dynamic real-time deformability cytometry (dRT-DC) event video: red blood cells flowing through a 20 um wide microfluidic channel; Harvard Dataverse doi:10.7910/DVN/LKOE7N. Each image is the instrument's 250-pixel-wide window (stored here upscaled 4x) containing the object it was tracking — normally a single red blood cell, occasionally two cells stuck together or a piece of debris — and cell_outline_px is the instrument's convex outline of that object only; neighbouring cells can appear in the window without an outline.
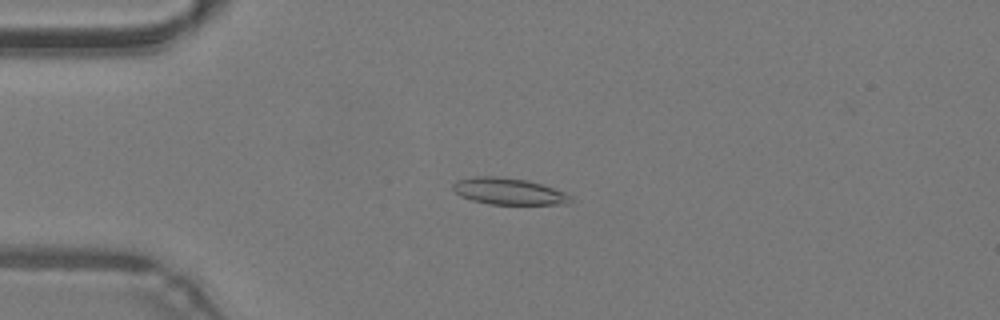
{"species": "common noctule bat (a hibernating species)", "species_latin": "Nyctalus noctula", "temperature_condition": "warm", "stored_images_in_passage": 48, "camera_frame_rate_fps": 3000, "um_per_image_px": 0.085, "animal": {"sex": "male", "body_mass_g": 19.2, "forearm_length_mm": 51.8}, "frame": {"image": 1, "passage_image": 12, "time_ms": 3.667, "image_size_px": [1000, 320], "cell_outline_px": [[572, 200], [568, 204], [488, 204], [472, 200], [460, 196], [452, 188], [452, 184], [456, 180], [472, 176], [496, 176], [528, 180], [564, 192]], "centroid_in_image_um": [43.17, 16.25], "position_along_channel_um": 41.8, "area_um2": 18.15}}
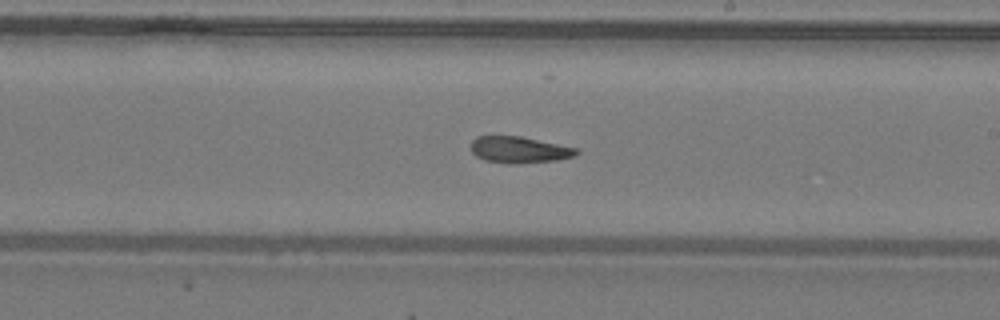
{"frame": {"image": 2, "passage_image": 28, "time_ms": 9.0, "image_size_px": [1000, 320], "cell_outline_px": [[580, 152], [576, 156], [556, 160], [508, 164], [484, 160], [476, 156], [472, 152], [472, 140], [476, 136], [520, 136], [576, 148]], "centroid_in_image_um": [44.12, 12.73], "position_along_channel_um": 244.9, "area_um2": 16.13}}
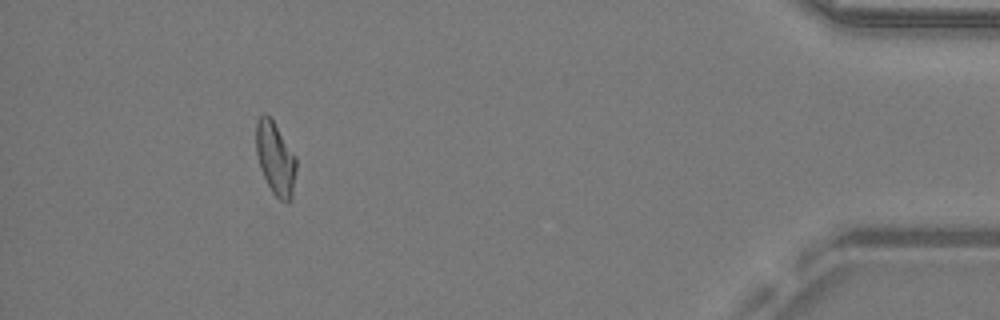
{"frame": {"image": 3, "passage_image": 44, "time_ms": 14.333, "image_size_px": [1000, 320], "cell_outline_px": [[296, 168], [292, 200], [288, 204], [280, 200], [272, 192], [260, 168], [256, 152], [256, 120], [264, 112], [272, 120], [296, 156]], "centroid_in_image_um": [23.41, 13.5], "position_along_channel_um": 411.8, "area_um2": 17.05}, "authors_computed_cell_mechanics": {"area_um2": 17.2822, "velocity_mm_per_s": 4.302, "shape_relaxation_time_tau1_ms": null, "shape_relaxation_time_tau2_ms": 3.2841, "deformation_change_tau1": null, "deformation_change_tau2": 0.1144}}